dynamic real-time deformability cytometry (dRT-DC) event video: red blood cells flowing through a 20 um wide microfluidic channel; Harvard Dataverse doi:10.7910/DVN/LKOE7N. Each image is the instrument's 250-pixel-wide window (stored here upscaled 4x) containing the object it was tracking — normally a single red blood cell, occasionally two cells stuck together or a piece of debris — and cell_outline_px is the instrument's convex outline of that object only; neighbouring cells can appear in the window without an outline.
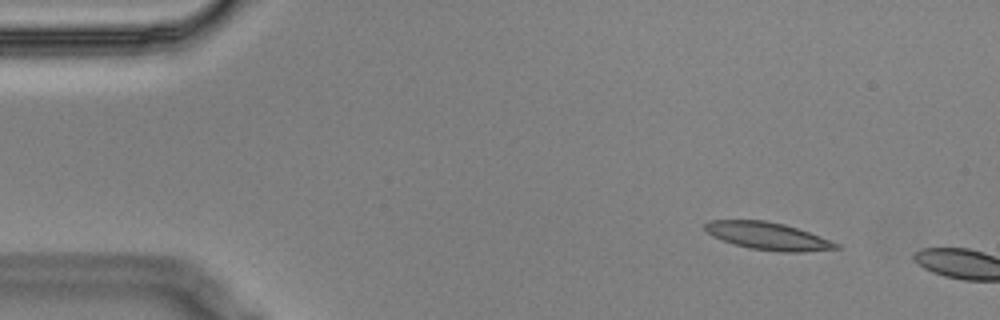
{"species": "Egyptian fruit bat (a non-hibernating species)", "species_latin": "Rousettus aegyptiacus", "temperature_condition": "cold", "stored_images_in_passage": 3, "camera_frame_rate_fps": 3000, "um_per_image_px": 0.085, "animal": {"sex": "male"}, "frame": {"image": 1, "passage_image": 2, "time_ms": 0.333, "image_size_px": [1000, 320], "cell_outline_px": [[840, 248], [800, 252], [780, 252], [748, 248], [732, 244], [712, 236], [704, 228], [704, 224], [708, 220], [764, 220], [784, 224], [820, 236], [840, 244]], "centroid_in_image_um": [65.24, 20.06], "position_along_channel_um": 19.8, "area_um2": 20.98}}